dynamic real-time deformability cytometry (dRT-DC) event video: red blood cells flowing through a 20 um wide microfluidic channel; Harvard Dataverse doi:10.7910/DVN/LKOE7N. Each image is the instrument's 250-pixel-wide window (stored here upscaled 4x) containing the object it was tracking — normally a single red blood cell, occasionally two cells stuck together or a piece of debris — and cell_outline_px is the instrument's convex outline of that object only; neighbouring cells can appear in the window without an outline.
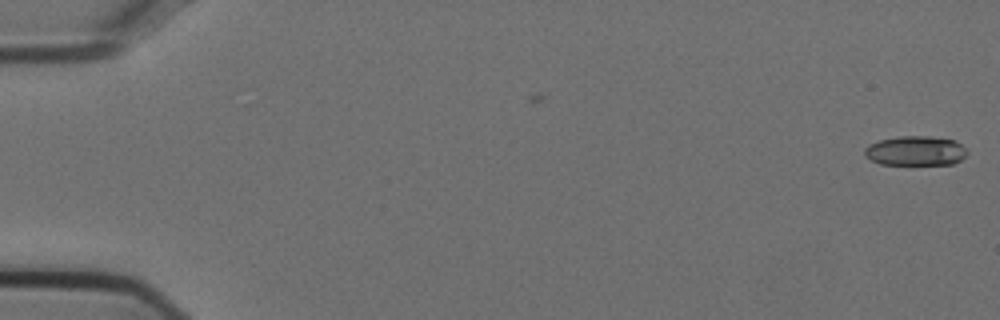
{"species": "Egyptian fruit bat (a non-hibernating species)", "species_latin": "Rousettus aegyptiacus", "temperature_condition": "cold", "stored_images_in_passage": 3, "camera_frame_rate_fps": 3000, "um_per_image_px": 0.085, "animal": {"sex": "female"}, "frame": {"image": 1, "passage_image": 3, "time_ms": 0.667, "image_size_px": [1000, 320], "cell_outline_px": [[968, 152], [960, 160], [952, 164], [880, 164], [864, 156], [864, 148], [868, 144], [880, 140], [900, 136], [928, 136], [956, 140]], "centroid_in_image_um": [77.79, 12.81], "position_along_channel_um": 7.2, "area_um2": 17.63}}